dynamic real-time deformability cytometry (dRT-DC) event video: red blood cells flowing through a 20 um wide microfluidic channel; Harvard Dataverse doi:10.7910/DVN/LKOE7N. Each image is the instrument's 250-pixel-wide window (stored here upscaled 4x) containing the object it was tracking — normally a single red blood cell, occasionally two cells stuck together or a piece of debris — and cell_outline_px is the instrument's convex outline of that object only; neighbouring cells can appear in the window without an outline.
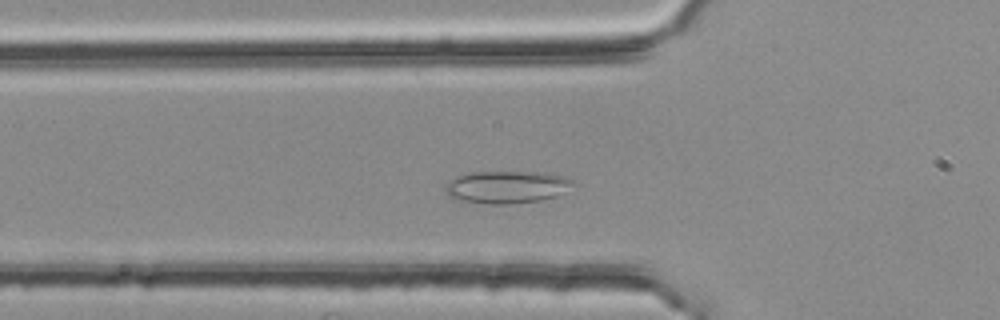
{"species": "common noctule bat (a hibernating species)", "species_latin": "Nyctalus noctula", "temperature_condition": "room temperature", "stored_images_in_passage": 35, "camera_frame_rate_fps": 3000, "um_per_image_px": 0.085, "animal": {"sex": "female", "body_mass_g": 25.1}, "frame": {"image": 1, "passage_image": 3, "time_ms": 0.667, "image_size_px": [1000, 320], "cell_outline_px": [[576, 184], [564, 192], [556, 196], [540, 200], [512, 204], [484, 204], [456, 200], [448, 196], [444, 188], [448, 180], [456, 176], [472, 172], [548, 172], [564, 176], [576, 180]], "centroid_in_image_um": [43.09, 15.9], "position_along_channel_um": 82.7, "area_um2": 24.68}}
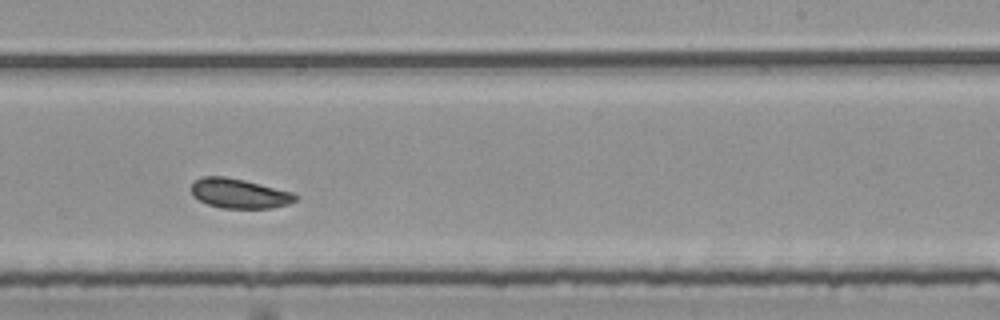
{"frame": {"image": 2, "passage_image": 18, "time_ms": 5.667, "image_size_px": [1000, 320], "cell_outline_px": [[296, 200], [288, 204], [272, 208], [220, 208], [208, 204], [192, 196], [192, 184], [200, 176], [224, 176], [244, 180], [292, 192], [296, 196]], "centroid_in_image_um": [20.31, 16.44], "position_along_channel_um": 268.7, "area_um2": 17.86}}
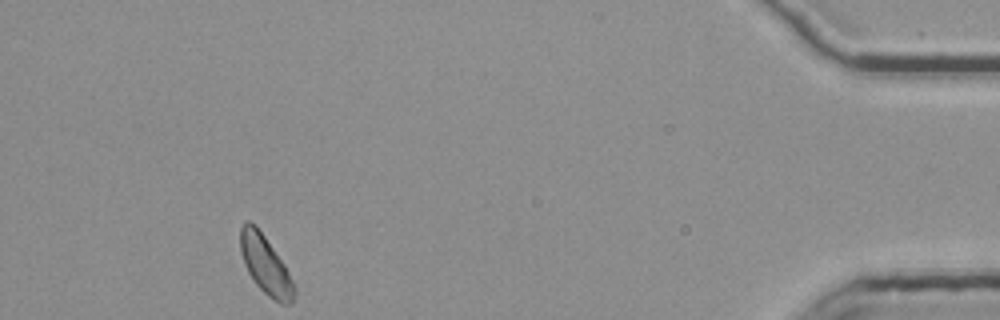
{"frame": {"image": 3, "passage_image": 35, "time_ms": 11.333, "image_size_px": [1000, 320], "cell_outline_px": [[296, 292], [292, 300], [288, 304], [280, 304], [268, 296], [256, 284], [248, 272], [244, 264], [240, 252], [240, 228], [244, 220], [248, 220], [256, 224], [284, 264], [296, 288]], "centroid_in_image_um": [22.54, 22.49], "position_along_channel_um": 412.7, "area_um2": 18.32}, "authors_computed_cell_mechanics": {"area_um2": 18.0914, "velocity_mm_per_s": 3.7217, "shape_relaxation_time_tau1_ms": null, "shape_relaxation_time_tau2_ms": 3.5534, "deformation_change_tau1": null, "deformation_change_tau2": 0.071}}